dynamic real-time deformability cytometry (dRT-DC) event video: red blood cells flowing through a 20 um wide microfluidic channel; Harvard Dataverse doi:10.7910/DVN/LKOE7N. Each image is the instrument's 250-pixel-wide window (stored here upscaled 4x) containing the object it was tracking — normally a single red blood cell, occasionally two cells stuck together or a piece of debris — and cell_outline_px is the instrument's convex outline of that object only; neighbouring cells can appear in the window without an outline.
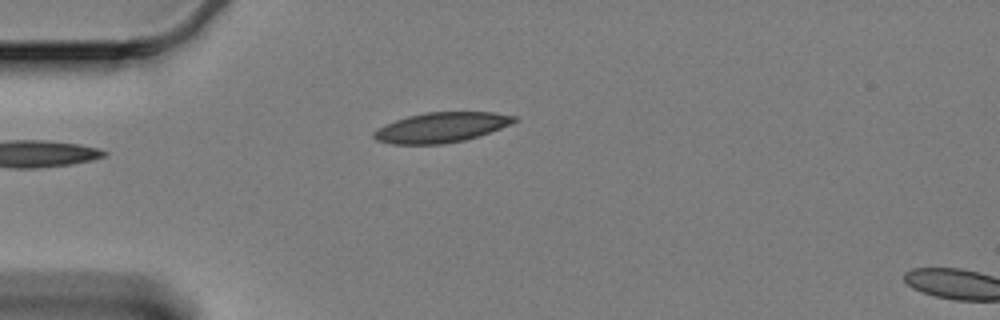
{"species": "Egyptian fruit bat (a non-hibernating species)", "species_latin": "Rousettus aegyptiacus", "temperature_condition": "cold", "stored_images_in_passage": 42, "camera_frame_rate_fps": 3000, "um_per_image_px": 0.085, "animal": {"sex": "female"}, "frame": {"image": 1, "passage_image": 1, "time_ms": 0.0, "image_size_px": [1000, 320], "cell_outline_px": [[516, 120], [500, 128], [464, 140], [444, 144], [392, 144], [376, 140], [372, 136], [372, 132], [396, 120], [408, 116], [424, 112], [492, 112], [516, 116]], "centroid_in_image_um": [37.47, 10.83], "position_along_channel_um": 47.5, "area_um2": 24.16}}
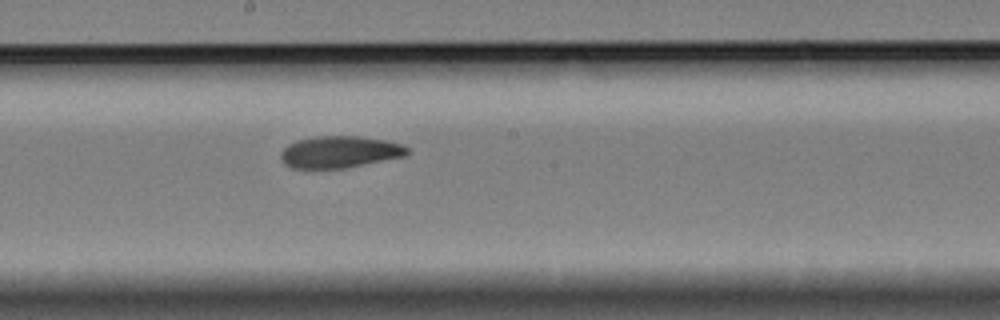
{"frame": {"image": 2, "passage_image": 18, "time_ms": 5.667, "image_size_px": [1000, 320], "cell_outline_px": [[408, 152], [404, 156], [344, 168], [292, 168], [284, 164], [280, 160], [280, 152], [288, 144], [296, 140], [316, 136], [360, 136], [388, 140], [400, 144], [408, 148]], "centroid_in_image_um": [28.82, 12.9], "position_along_channel_um": 219.4, "area_um2": 23.47}}
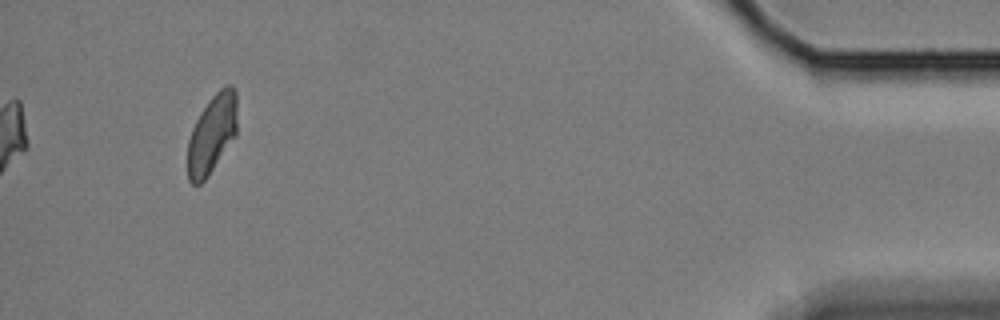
{"frame": {"image": 3, "passage_image": 42, "time_ms": 13.667, "image_size_px": [1000, 320], "cell_outline_px": [[236, 136], [208, 176], [200, 184], [192, 184], [188, 180], [188, 140], [192, 128], [200, 112], [208, 100], [224, 84], [232, 84], [236, 88]], "centroid_in_image_um": [18.02, 11.36], "position_along_channel_um": 417.2, "area_um2": 22.95}, "authors_computed_cell_mechanics": {"area_um2": 23.9292, "velocity_mm_per_s": 3.3057, "shape_relaxation_time_tau1_ms": 10.5571, "shape_relaxation_time_tau2_ms": 5.7525, "deformation_change_tau1": 0.2046, "deformation_change_tau2": 0.1138}}